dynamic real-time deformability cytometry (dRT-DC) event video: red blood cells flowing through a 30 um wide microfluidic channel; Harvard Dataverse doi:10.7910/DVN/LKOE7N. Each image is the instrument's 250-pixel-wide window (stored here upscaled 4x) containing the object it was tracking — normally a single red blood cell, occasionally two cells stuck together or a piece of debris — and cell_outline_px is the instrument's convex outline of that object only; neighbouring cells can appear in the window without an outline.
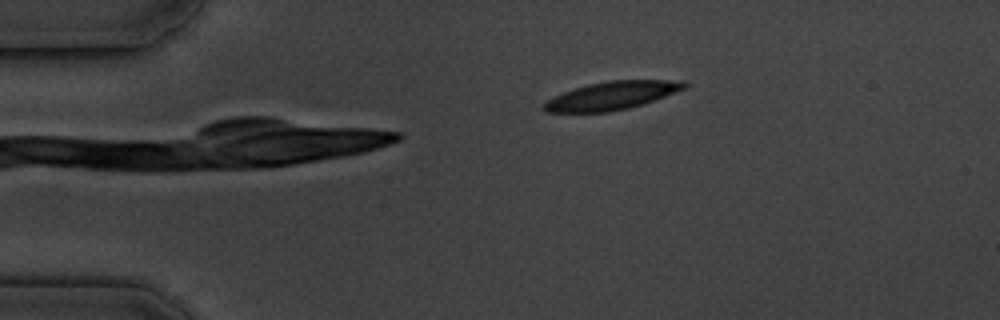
{"species": "common noctule bat (a hibernating species)", "species_latin": "Nyctalus noctula", "temperature_condition": "cold", "stored_images_in_passage": 3, "camera_frame_rate_fps": 3000, "um_per_image_px": 0.085, "animal": {"sex": "male", "body_mass_g": 19.5, "forearm_length_mm": 54.6}, "frame": {"image": 1, "passage_image": 3, "time_ms": 3.333, "image_size_px": [1000, 320], "cell_outline_px": [[688, 88], [644, 104], [628, 108], [608, 112], [544, 112], [544, 100], [572, 88], [588, 84], [608, 80], [684, 80], [688, 84]], "centroid_in_image_um": [52.03, 8.12], "position_along_channel_um": 33.0, "area_um2": 23.35}}